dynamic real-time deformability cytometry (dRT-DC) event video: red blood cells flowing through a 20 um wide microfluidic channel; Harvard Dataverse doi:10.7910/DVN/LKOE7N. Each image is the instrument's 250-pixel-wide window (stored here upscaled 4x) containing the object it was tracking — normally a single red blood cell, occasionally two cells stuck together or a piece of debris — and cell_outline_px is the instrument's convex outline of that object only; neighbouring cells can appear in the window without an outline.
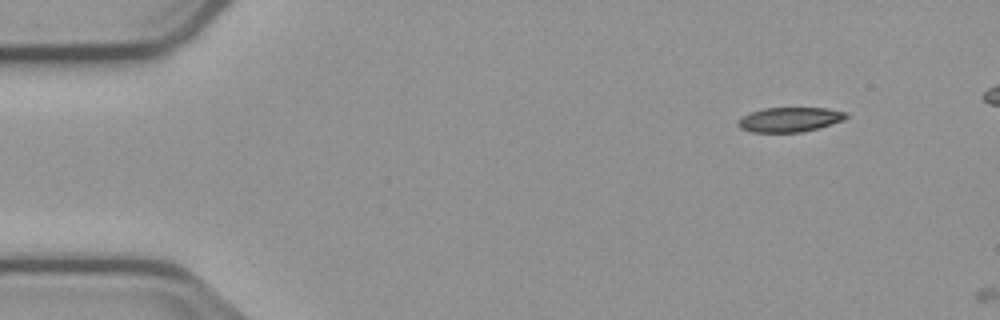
{"species": "common noctule bat (a hibernating species)", "species_latin": "Nyctalus noctula", "temperature_condition": "cold", "stored_images_in_passage": 2, "camera_frame_rate_fps": 3000, "um_per_image_px": 0.085, "animal": {"sex": "male", "body_mass_g": 23.1, "forearm_length_mm": 52.7}, "frame": {"image": 1, "passage_image": 1, "time_ms": 0.0, "image_size_px": [1000, 320], "cell_outline_px": [[848, 116], [844, 120], [832, 124], [800, 132], [752, 132], [740, 128], [736, 124], [744, 116], [752, 112], [764, 108], [824, 108], [848, 112]], "centroid_in_image_um": [67.15, 10.16], "position_along_channel_um": 17.8, "area_um2": 15.32}}